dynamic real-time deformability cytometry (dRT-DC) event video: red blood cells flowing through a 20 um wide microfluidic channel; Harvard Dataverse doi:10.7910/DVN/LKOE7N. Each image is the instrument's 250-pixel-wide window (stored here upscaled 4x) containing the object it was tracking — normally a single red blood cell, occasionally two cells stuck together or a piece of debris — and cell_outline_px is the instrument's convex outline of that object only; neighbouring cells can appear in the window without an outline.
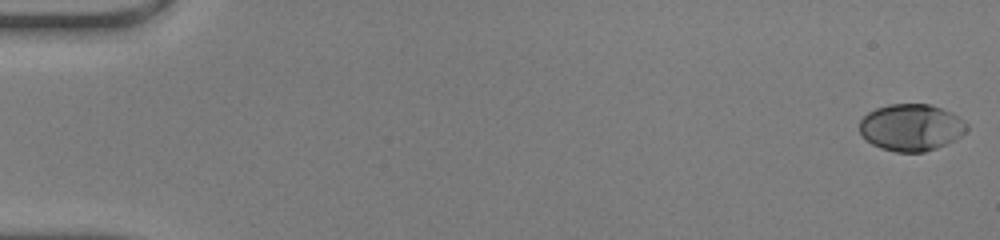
{"species": "human", "species_latin": "Homo sapiens", "temperature_condition": "warm", "stored_images_in_passage": 49, "camera_frame_rate_fps": 3000, "um_per_image_px": 0.085, "donor": {"sex": "male"}, "frame": {"image": 1, "passage_image": 1, "time_ms": 0.0, "image_size_px": [1000, 240], "cell_outline_px": [[968, 128], [956, 140], [936, 148], [924, 152], [896, 152], [880, 148], [872, 144], [860, 132], [860, 120], [868, 112], [876, 108], [888, 104], [928, 104], [952, 112], [964, 120], [968, 124]], "centroid_in_image_um": [77.47, 10.83], "position_along_channel_um": 7.5, "area_um2": 29.3}}
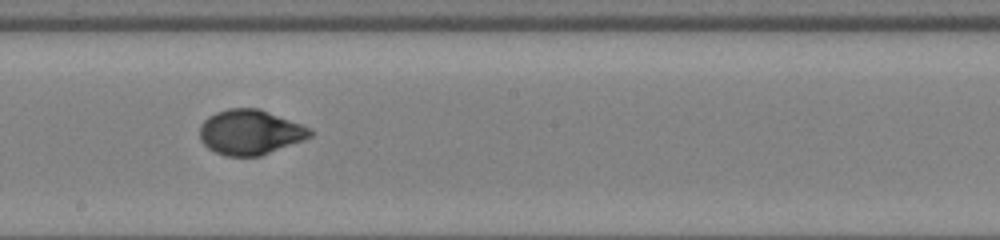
{"frame": {"image": 2, "passage_image": 28, "time_ms": 9.0, "image_size_px": [1000, 240], "cell_outline_px": [[316, 132], [312, 136], [304, 140], [260, 156], [228, 156], [216, 152], [208, 148], [200, 140], [200, 124], [208, 116], [216, 112], [228, 108], [260, 108], [312, 128]], "centroid_in_image_um": [21.29, 11.23], "position_along_channel_um": 226.9, "area_um2": 29.19}}
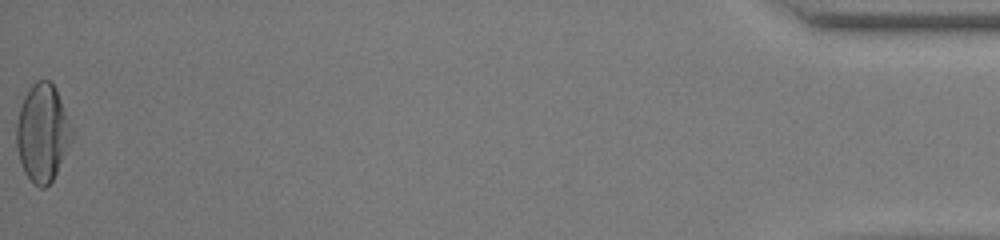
{"frame": {"image": 3, "passage_image": 49, "time_ms": 16.0, "image_size_px": [1000, 240], "cell_outline_px": [[72, 140], [52, 180], [44, 188], [40, 188], [32, 184], [24, 172], [16, 148], [16, 124], [20, 108], [24, 96], [32, 84], [36, 80], [48, 80], [56, 88], [72, 128]], "centroid_in_image_um": [3.59, 11.3], "position_along_channel_um": 431.6, "area_um2": 31.33}, "authors_computed_cell_mechanics": {"area_um2": 28.7844, "velocity_mm_per_s": 4.3141, "shape_relaxation_time_tau1_ms": 3.3868, "shape_relaxation_time_tau2_ms": null, "deformation_change_tau1": 0.2106, "deformation_change_tau2": null}}